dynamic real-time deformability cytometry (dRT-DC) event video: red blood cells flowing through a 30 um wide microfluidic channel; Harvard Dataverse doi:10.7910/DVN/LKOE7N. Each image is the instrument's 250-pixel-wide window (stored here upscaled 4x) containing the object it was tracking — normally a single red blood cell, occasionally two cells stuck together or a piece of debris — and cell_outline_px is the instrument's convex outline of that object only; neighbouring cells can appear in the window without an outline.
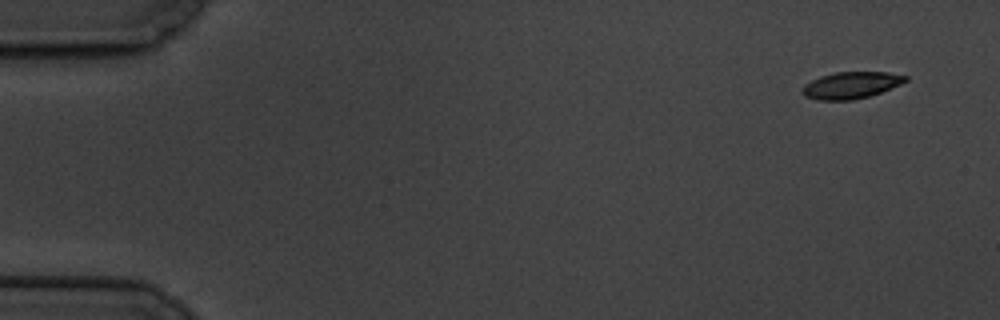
{"species": "common noctule bat (a hibernating species)", "species_latin": "Nyctalus noctula", "temperature_condition": "cold", "stored_images_in_passage": 8, "camera_frame_rate_fps": 3000, "um_per_image_px": 0.085, "animal": {"sex": "male", "body_mass_g": 19.5, "forearm_length_mm": 54.6}, "frame": {"image": 1, "passage_image": 1, "time_ms": 0.0, "image_size_px": [1000, 320], "cell_outline_px": [[908, 80], [900, 84], [880, 92], [868, 96], [852, 100], [816, 100], [804, 96], [800, 92], [804, 84], [820, 76], [836, 72], [888, 72], [908, 76]], "centroid_in_image_um": [72.3, 7.24], "position_along_channel_um": 12.7, "area_um2": 16.07}}
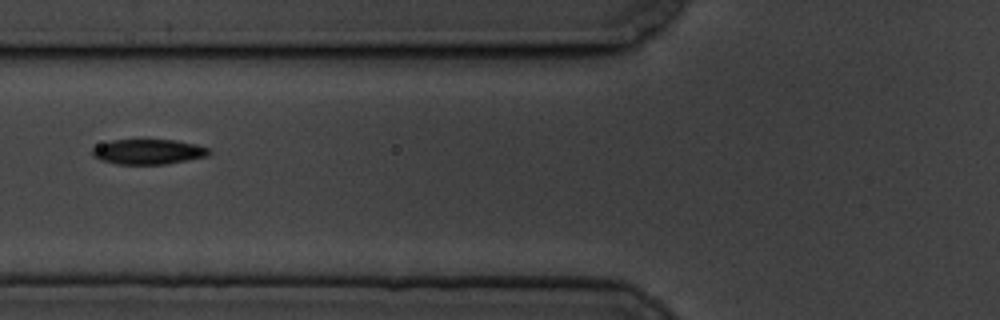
{"frame": {"image": 2, "passage_image": 6, "time_ms": 6.667, "image_size_px": [1000, 320], "cell_outline_px": [[212, 152], [208, 156], [188, 160], [164, 164], [116, 164], [100, 160], [92, 156], [92, 148], [100, 144], [112, 140], [176, 140], [196, 144], [208, 148]], "centroid_in_image_um": [12.61, 12.9], "position_along_channel_um": 113.2, "area_um2": 17.11}}
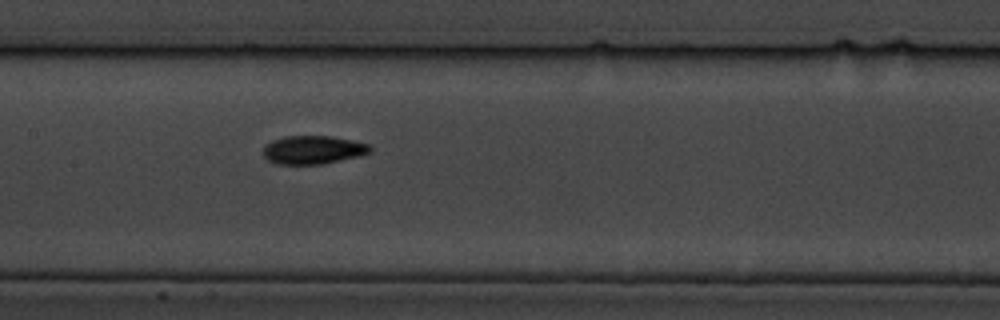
{"frame": {"image": 3, "passage_image": 8, "time_ms": 8.667, "image_size_px": [1000, 320], "cell_outline_px": [[372, 152], [360, 156], [324, 164], [276, 164], [268, 160], [264, 156], [264, 144], [272, 140], [284, 136], [332, 136], [352, 140], [368, 144], [372, 148]], "centroid_in_image_um": [26.62, 12.74], "position_along_channel_um": 180.8, "area_um2": 17.86}}